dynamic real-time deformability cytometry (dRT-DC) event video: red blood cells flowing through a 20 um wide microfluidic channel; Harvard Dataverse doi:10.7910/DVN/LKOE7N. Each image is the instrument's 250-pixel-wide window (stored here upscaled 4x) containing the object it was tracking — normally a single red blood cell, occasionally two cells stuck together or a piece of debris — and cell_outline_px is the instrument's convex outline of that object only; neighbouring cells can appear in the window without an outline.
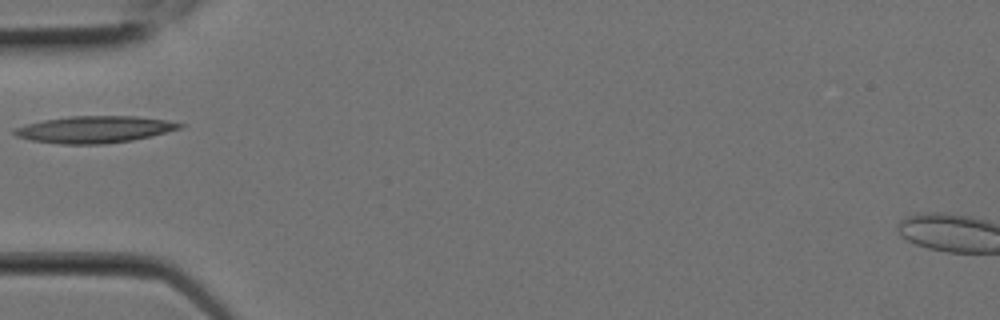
{"species": "Egyptian fruit bat (a non-hibernating species)", "species_latin": "Rousettus aegyptiacus", "temperature_condition": "room temperature", "stored_images_in_passage": 4, "camera_frame_rate_fps": 3000, "um_per_image_px": 0.085, "animal": {"sex": "female"}, "frame": {"image": 1, "passage_image": 1, "time_ms": 0.0, "image_size_px": [1000, 320], "cell_outline_px": [[184, 124], [180, 128], [152, 136], [132, 140], [104, 144], [60, 144], [32, 140], [16, 136], [12, 132], [12, 128], [44, 120], [72, 116], [136, 116], [168, 120]], "centroid_in_image_um": [8.03, 11.0], "position_along_channel_um": 77.0, "area_um2": 25.78}}
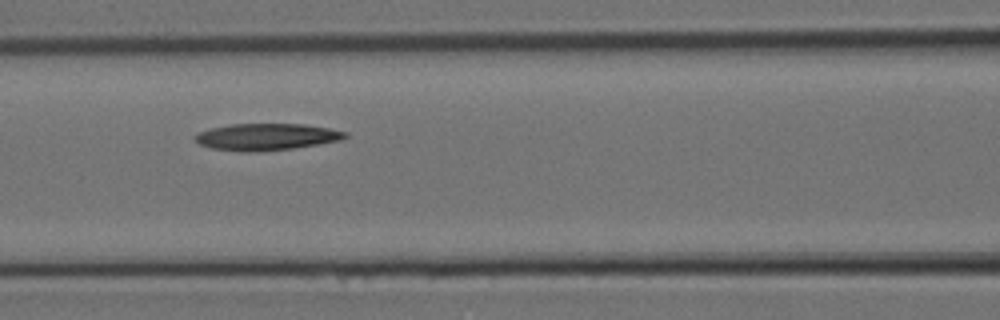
{"frame": {"image": 2, "passage_image": 3, "time_ms": 0.667, "image_size_px": [1000, 320], "cell_outline_px": [[348, 136], [340, 140], [292, 148], [260, 152], [244, 152], [212, 148], [200, 144], [192, 136], [200, 132], [212, 128], [232, 124], [304, 124], [328, 128], [348, 132]], "centroid_in_image_um": [22.65, 11.63], "position_along_channel_um": 144.0, "area_um2": 23.24}}
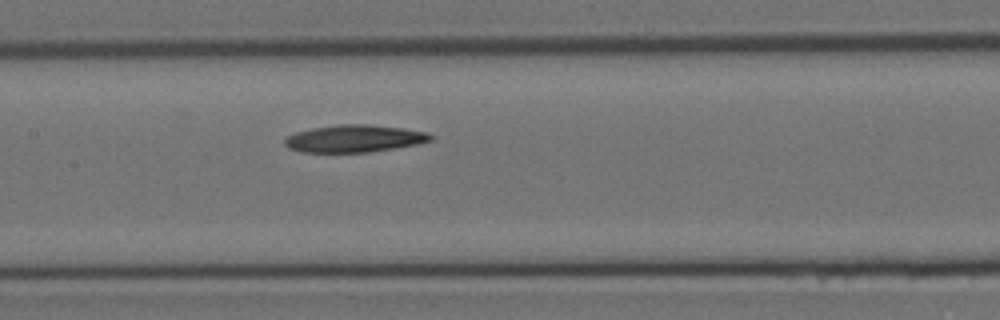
{"frame": {"image": 3, "passage_image": 4, "time_ms": 1.0, "image_size_px": [1000, 320], "cell_outline_px": [[436, 136], [432, 140], [416, 144], [396, 148], [368, 152], [300, 152], [288, 148], [284, 144], [284, 140], [288, 136], [296, 132], [312, 128], [340, 124], [368, 124], [400, 128], [428, 132]], "centroid_in_image_um": [30.13, 11.78], "position_along_channel_um": 177.3, "area_um2": 23.24}}